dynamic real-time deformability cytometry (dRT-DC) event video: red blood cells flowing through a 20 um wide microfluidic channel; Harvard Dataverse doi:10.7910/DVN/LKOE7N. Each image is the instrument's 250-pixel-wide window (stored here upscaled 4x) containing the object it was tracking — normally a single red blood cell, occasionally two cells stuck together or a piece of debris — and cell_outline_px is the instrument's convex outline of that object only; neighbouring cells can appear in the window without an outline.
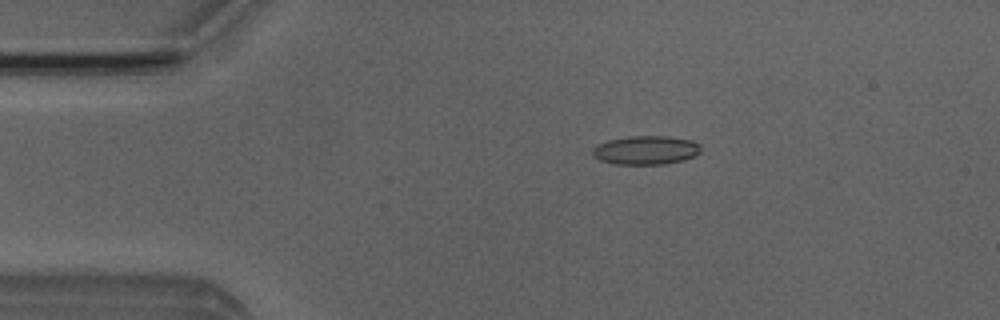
{"species": "Egyptian fruit bat (a non-hibernating species)", "species_latin": "Rousettus aegyptiacus", "temperature_condition": "room temperature", "stored_images_in_passage": 3, "camera_frame_rate_fps": 3000, "um_per_image_px": 0.085, "animal": {"sex": "male"}, "frame": {"image": 1, "passage_image": 2, "time_ms": 1.333, "image_size_px": [1000, 320], "cell_outline_px": [[700, 152], [696, 156], [684, 160], [664, 164], [612, 164], [600, 160], [592, 156], [592, 148], [596, 144], [608, 140], [628, 136], [668, 136], [692, 140], [700, 144]], "centroid_in_image_um": [54.88, 12.76], "position_along_channel_um": 30.1, "area_um2": 18.44}}